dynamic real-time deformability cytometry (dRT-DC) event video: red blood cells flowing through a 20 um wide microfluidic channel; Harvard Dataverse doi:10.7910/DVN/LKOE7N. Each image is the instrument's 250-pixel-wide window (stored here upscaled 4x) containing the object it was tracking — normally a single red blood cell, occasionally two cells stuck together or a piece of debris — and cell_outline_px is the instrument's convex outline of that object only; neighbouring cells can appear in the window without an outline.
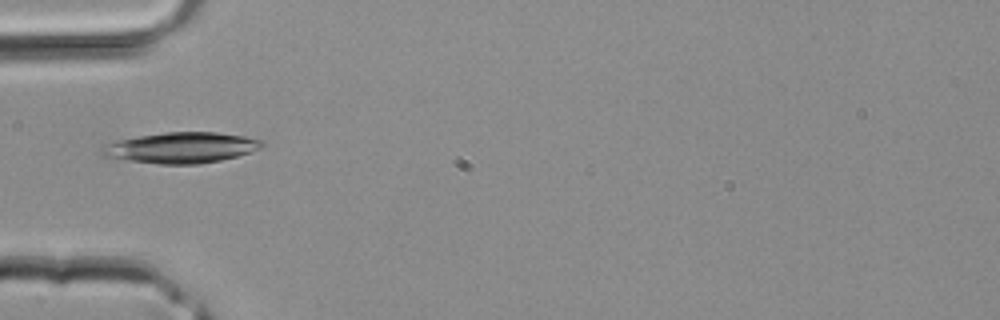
{"species": "common noctule bat (a hibernating species)", "species_latin": "Nyctalus noctula", "temperature_condition": "room temperature", "stored_images_in_passage": 11, "camera_frame_rate_fps": 3000, "um_per_image_px": 0.085, "animal": {"sex": "male", "body_mass_g": 20.4}, "frame": {"image": 1, "passage_image": 2, "time_ms": 0.333, "image_size_px": [1000, 320], "cell_outline_px": [[264, 144], [260, 148], [236, 156], [220, 160], [196, 164], [160, 164], [128, 160], [100, 156], [100, 148], [104, 144], [116, 140], [164, 132], [216, 132], [244, 136], [260, 140]], "centroid_in_image_um": [15.32, 12.55], "position_along_channel_um": 69.7, "area_um2": 28.55}}
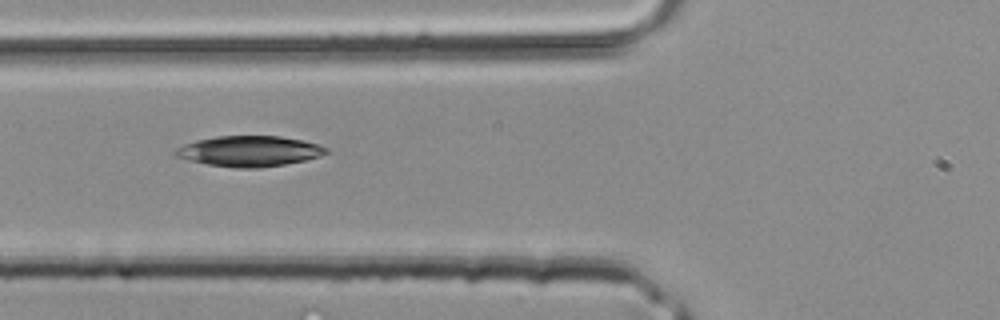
{"frame": {"image": 2, "passage_image": 4, "time_ms": 1.0, "image_size_px": [1000, 320], "cell_outline_px": [[328, 152], [320, 156], [304, 160], [284, 164], [256, 168], [236, 168], [208, 164], [188, 160], [176, 156], [176, 148], [184, 144], [196, 140], [216, 136], [280, 136], [320, 144], [328, 148]], "centroid_in_image_um": [21.2, 12.84], "position_along_channel_um": 104.6, "area_um2": 26.65}}